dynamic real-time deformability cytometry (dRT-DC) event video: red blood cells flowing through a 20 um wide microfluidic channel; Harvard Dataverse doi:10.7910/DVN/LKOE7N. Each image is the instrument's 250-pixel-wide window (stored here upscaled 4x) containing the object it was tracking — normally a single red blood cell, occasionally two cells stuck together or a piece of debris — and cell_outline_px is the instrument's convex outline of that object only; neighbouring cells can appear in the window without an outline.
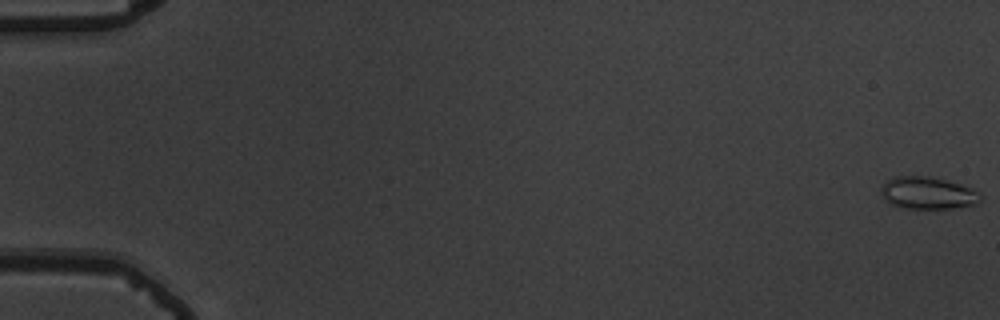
{"species": "common noctule bat (a hibernating species)", "species_latin": "Nyctalus noctula", "temperature_condition": "warm", "stored_images_in_passage": 57, "camera_frame_rate_fps": 3000, "um_per_image_px": 0.085, "animal": {"sex": "male", "body_mass_g": 19.5, "forearm_length_mm": 54.6}, "frame": {"image": 1, "passage_image": 1, "time_ms": 0.0, "image_size_px": [1000, 320], "cell_outline_px": [[980, 200], [976, 204], [952, 208], [904, 208], [892, 204], [884, 200], [880, 192], [880, 188], [892, 176], [928, 176], [948, 180], [972, 188], [980, 192]], "centroid_in_image_um": [78.84, 16.39], "position_along_channel_um": 6.2, "area_um2": 18.73}}
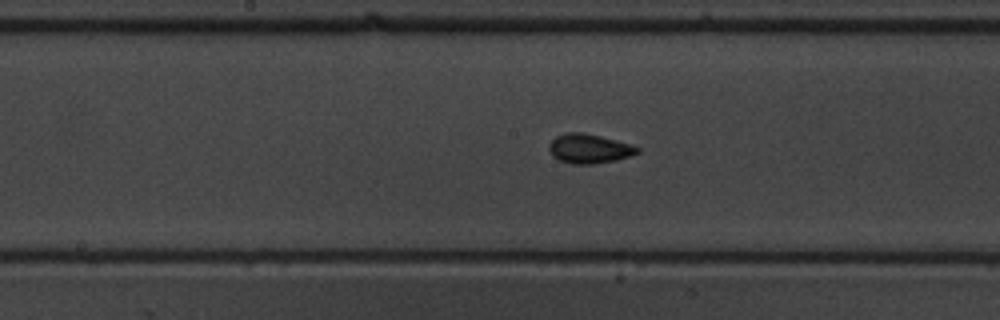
{"frame": {"image": 2, "passage_image": 31, "time_ms": 10.0, "image_size_px": [1000, 320], "cell_outline_px": [[640, 152], [632, 156], [616, 160], [592, 164], [572, 164], [560, 160], [552, 156], [548, 148], [548, 144], [556, 136], [564, 132], [584, 132], [600, 136], [628, 144], [640, 148]], "centroid_in_image_um": [50.05, 12.63], "position_along_channel_um": 198.1, "area_um2": 15.14}}
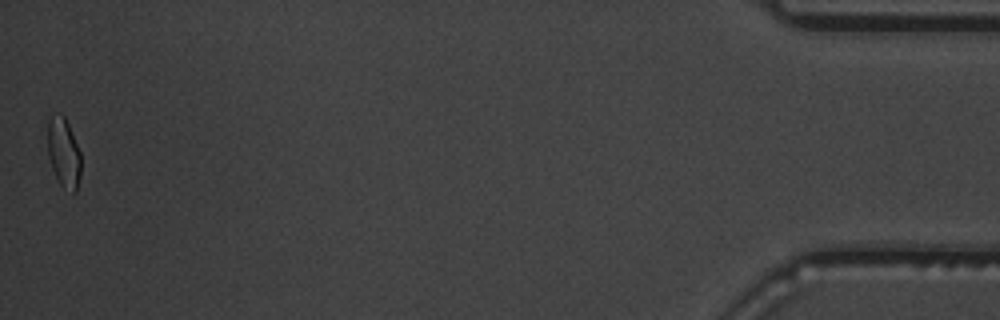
{"frame": {"image": 3, "passage_image": 57, "time_ms": 18.667, "image_size_px": [1000, 320], "cell_outline_px": [[80, 176], [76, 192], [72, 192], [60, 184], [52, 168], [48, 156], [48, 120], [52, 116], [60, 112], [64, 116], [68, 124], [80, 152]], "centroid_in_image_um": [5.41, 12.97], "position_along_channel_um": 429.8, "area_um2": 13.29}, "authors_computed_cell_mechanics": {"area_um2": 14.5078, "velocity_mm_per_s": 3.6753, "shape_relaxation_time_tau1_ms": 3.6828, "shape_relaxation_time_tau2_ms": 1.46, "deformation_change_tau1": 0.1022, "deformation_change_tau2": 0.0699}}